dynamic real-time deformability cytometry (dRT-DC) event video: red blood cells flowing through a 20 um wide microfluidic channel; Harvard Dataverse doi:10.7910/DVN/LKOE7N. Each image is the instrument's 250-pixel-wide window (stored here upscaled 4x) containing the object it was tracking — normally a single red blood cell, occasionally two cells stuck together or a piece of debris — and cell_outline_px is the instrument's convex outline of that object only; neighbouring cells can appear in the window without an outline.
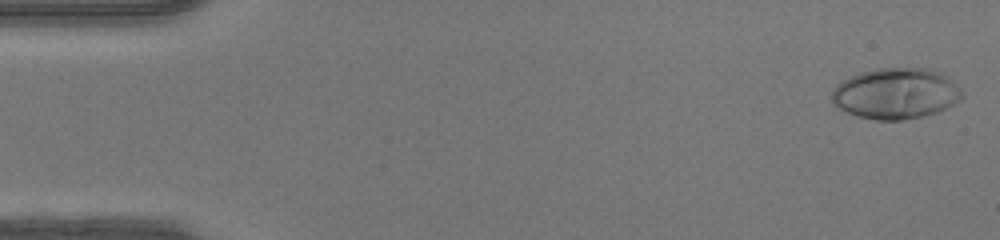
{"species": "human", "species_latin": "Homo sapiens", "temperature_condition": "warm", "stored_images_in_passage": 47, "camera_frame_rate_fps": 3000, "um_per_image_px": 0.085, "donor": {"sex": "female"}, "frame": {"image": 1, "passage_image": 1, "time_ms": 0.0, "image_size_px": [1000, 240], "cell_outline_px": [[964, 96], [960, 100], [936, 112], [924, 116], [904, 120], [876, 120], [856, 116], [832, 104], [832, 88], [836, 84], [860, 72], [876, 68], [928, 68], [944, 72], [960, 88]], "centroid_in_image_um": [76.15, 7.94], "position_along_channel_um": 8.8, "area_um2": 38.9}}
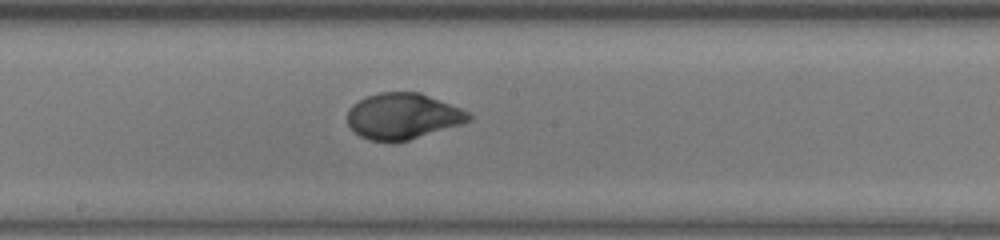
{"frame": {"image": 2, "passage_image": 25, "time_ms": 8.0, "image_size_px": [1000, 240], "cell_outline_px": [[472, 120], [464, 124], [408, 140], [368, 140], [360, 136], [348, 124], [348, 108], [352, 104], [368, 96], [380, 92], [420, 92], [460, 108], [468, 112], [472, 116]], "centroid_in_image_um": [34.27, 9.86], "position_along_channel_um": 213.9, "area_um2": 32.25}}
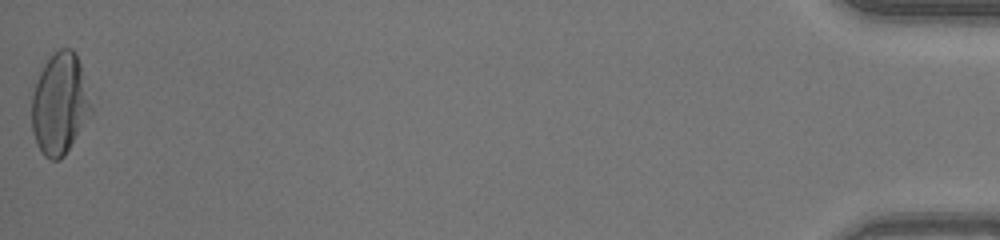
{"frame": {"image": 3, "passage_image": 47, "time_ms": 15.333, "image_size_px": [1000, 240], "cell_outline_px": [[92, 112], [64, 156], [60, 160], [52, 160], [44, 156], [36, 144], [32, 132], [32, 92], [40, 72], [44, 64], [60, 48], [72, 48], [76, 52], [80, 64], [92, 108]], "centroid_in_image_um": [5.06, 8.85], "position_along_channel_um": 430.1, "area_um2": 34.8}, "authors_computed_cell_mechanics": {"area_um2": 33.0616, "velocity_mm_per_s": 4.366, "shape_relaxation_time_tau1_ms": 3.7462, "shape_relaxation_time_tau2_ms": null, "deformation_change_tau1": 0.2322, "deformation_change_tau2": null}}